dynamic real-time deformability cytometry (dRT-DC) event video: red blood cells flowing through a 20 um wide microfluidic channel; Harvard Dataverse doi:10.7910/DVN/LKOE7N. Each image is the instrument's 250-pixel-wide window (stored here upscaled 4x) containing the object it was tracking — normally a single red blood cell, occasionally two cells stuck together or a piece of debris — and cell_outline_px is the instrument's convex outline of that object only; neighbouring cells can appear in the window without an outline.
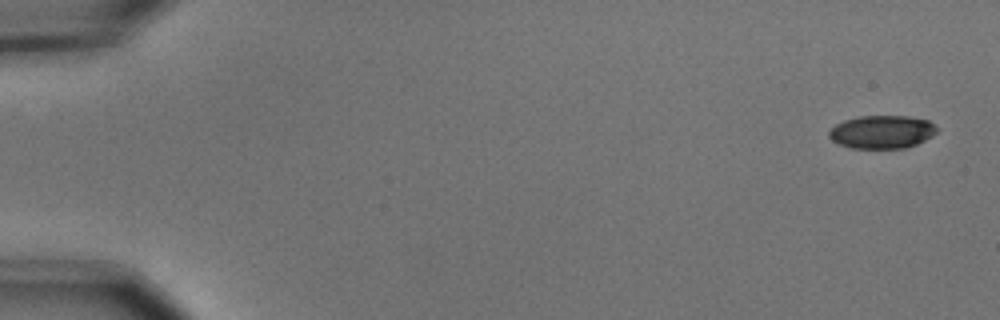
{"species": "common noctule bat (a hibernating species)", "species_latin": "Nyctalus noctula", "temperature_condition": "cold", "stored_images_in_passage": 5, "camera_frame_rate_fps": 3000, "um_per_image_px": 0.085, "animal": {"sex": "male", "body_mass_g": 15.6}, "frame": {"image": 1, "passage_image": 1, "time_ms": 0.0, "image_size_px": [1000, 320], "cell_outline_px": [[940, 128], [932, 136], [916, 144], [904, 148], [852, 148], [840, 144], [832, 140], [828, 136], [828, 132], [836, 124], [844, 120], [860, 116], [908, 116], [928, 120]], "centroid_in_image_um": [74.98, 11.2], "position_along_channel_um": 10.0, "area_um2": 20.81}}
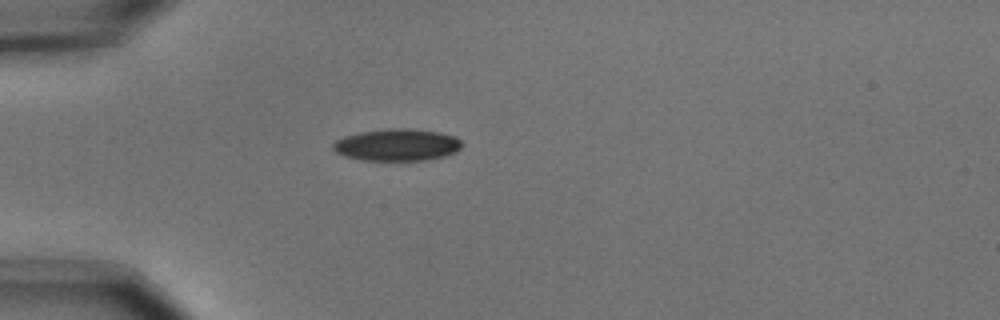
{"frame": {"image": 2, "passage_image": 4, "time_ms": 1.0, "image_size_px": [1000, 320], "cell_outline_px": [[464, 144], [456, 152], [444, 156], [428, 160], [360, 160], [344, 156], [336, 152], [332, 148], [332, 144], [336, 140], [344, 136], [360, 132], [388, 128], [408, 128], [440, 132], [456, 136]], "centroid_in_image_um": [33.76, 12.31], "position_along_channel_um": 51.2, "area_um2": 24.28}}